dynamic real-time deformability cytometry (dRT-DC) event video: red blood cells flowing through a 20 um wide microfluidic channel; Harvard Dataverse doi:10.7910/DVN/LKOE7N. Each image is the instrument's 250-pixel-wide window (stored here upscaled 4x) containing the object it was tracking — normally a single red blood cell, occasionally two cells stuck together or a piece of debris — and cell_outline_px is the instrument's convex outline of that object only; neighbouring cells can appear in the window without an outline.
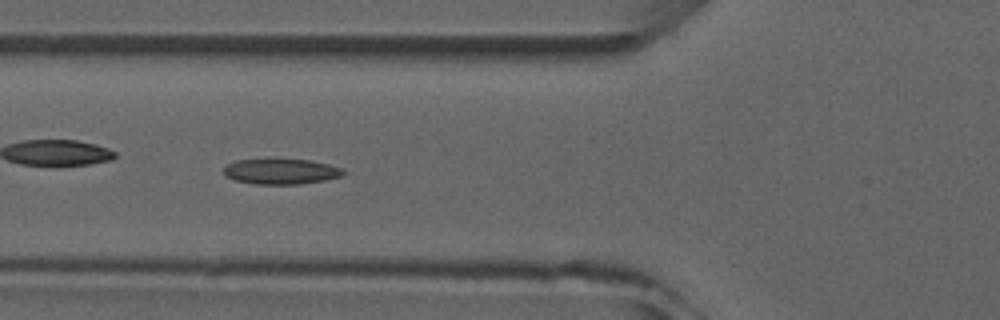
{"species": "common noctule bat (a hibernating species)", "species_latin": "Nyctalus noctula", "temperature_condition": "room temperature", "stored_images_in_passage": 8, "camera_frame_rate_fps": 3000, "um_per_image_px": 0.085, "animal": {"sex": "male", "forearm_length_mm": 52.5}, "frame": {"image": 1, "passage_image": 5, "time_ms": 4.333, "image_size_px": [1000, 320], "cell_outline_px": [[344, 172], [340, 176], [324, 180], [300, 184], [252, 184], [236, 180], [224, 176], [224, 168], [228, 164], [236, 160], [268, 156], [312, 160], [328, 164], [340, 168]], "centroid_in_image_um": [23.81, 14.52], "position_along_channel_um": 102.0, "area_um2": 18.5}}